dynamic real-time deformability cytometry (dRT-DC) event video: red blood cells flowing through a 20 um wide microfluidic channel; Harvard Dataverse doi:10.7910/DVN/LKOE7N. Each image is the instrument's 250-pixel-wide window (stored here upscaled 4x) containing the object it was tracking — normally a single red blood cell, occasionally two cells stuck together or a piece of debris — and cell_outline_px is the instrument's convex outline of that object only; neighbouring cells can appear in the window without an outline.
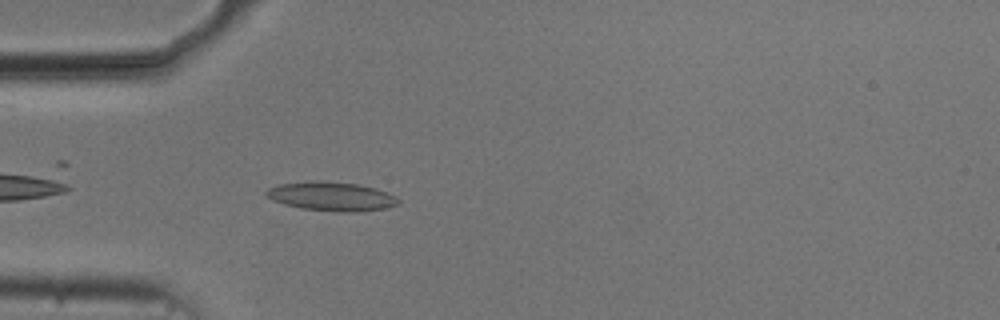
{"species": "common noctule bat (a hibernating species)", "species_latin": "Nyctalus noctula", "temperature_condition": "cold", "stored_images_in_passage": 41, "camera_frame_rate_fps": 3000, "um_per_image_px": 0.085, "animal": {"sex": "male", "body_mass_g": 20.5, "forearm_length_mm": 52.5}, "frame": {"image": 1, "passage_image": 3, "time_ms": 0.667, "image_size_px": [1000, 320], "cell_outline_px": [[400, 204], [384, 208], [360, 212], [336, 212], [300, 208], [284, 204], [272, 200], [264, 196], [264, 192], [268, 188], [280, 184], [356, 184], [372, 188], [384, 192], [400, 200]], "centroid_in_image_um": [28.16, 16.77], "position_along_channel_um": 56.8, "area_um2": 21.1}}
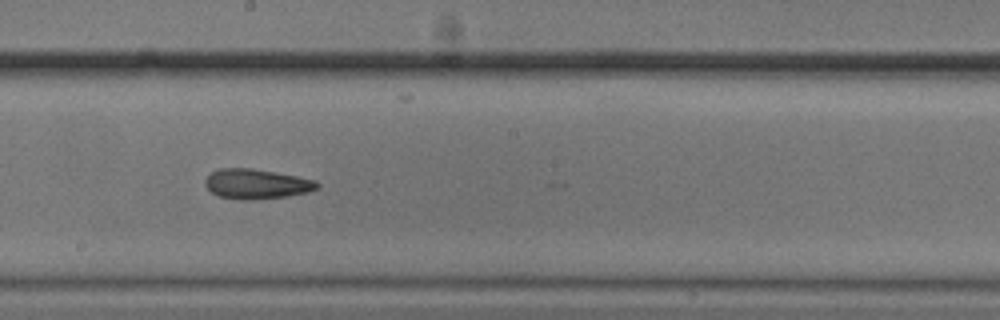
{"frame": {"image": 2, "passage_image": 17, "time_ms": 5.333, "image_size_px": [1000, 320], "cell_outline_px": [[320, 188], [308, 192], [288, 196], [252, 200], [240, 200], [216, 196], [204, 184], [204, 180], [212, 172], [220, 168], [252, 168], [276, 172], [316, 180], [320, 184]], "centroid_in_image_um": [21.81, 15.64], "position_along_channel_um": 226.4, "area_um2": 19.71}}
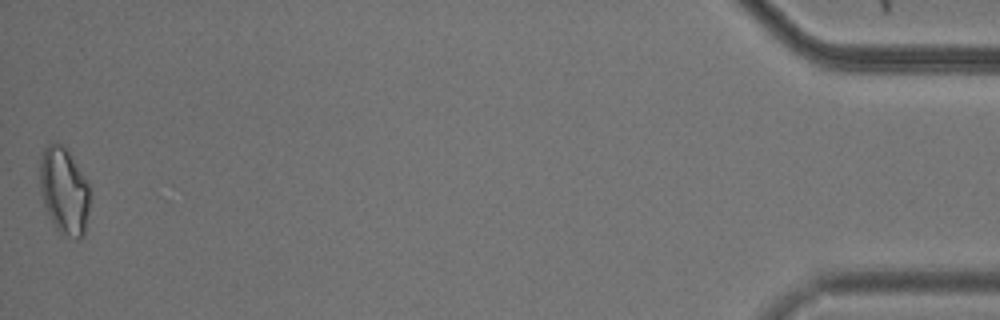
{"frame": {"image": 3, "passage_image": 41, "time_ms": 13.333, "image_size_px": [1000, 320], "cell_outline_px": [[88, 212], [84, 236], [80, 240], [76, 240], [64, 236], [56, 228], [44, 204], [40, 188], [40, 160], [44, 148], [48, 144], [56, 140], [68, 152], [84, 176], [88, 184]], "centroid_in_image_um": [5.44, 16.25], "position_along_channel_um": 429.8, "area_um2": 25.03}, "authors_computed_cell_mechanics": {"area_um2": 19.8832, "velocity_mm_per_s": 3.7198, "shape_relaxation_time_tau1_ms": 6.1357, "shape_relaxation_time_tau2_ms": 5.5947, "deformation_change_tau1": 0.1488, "deformation_change_tau2": 0.1526}}